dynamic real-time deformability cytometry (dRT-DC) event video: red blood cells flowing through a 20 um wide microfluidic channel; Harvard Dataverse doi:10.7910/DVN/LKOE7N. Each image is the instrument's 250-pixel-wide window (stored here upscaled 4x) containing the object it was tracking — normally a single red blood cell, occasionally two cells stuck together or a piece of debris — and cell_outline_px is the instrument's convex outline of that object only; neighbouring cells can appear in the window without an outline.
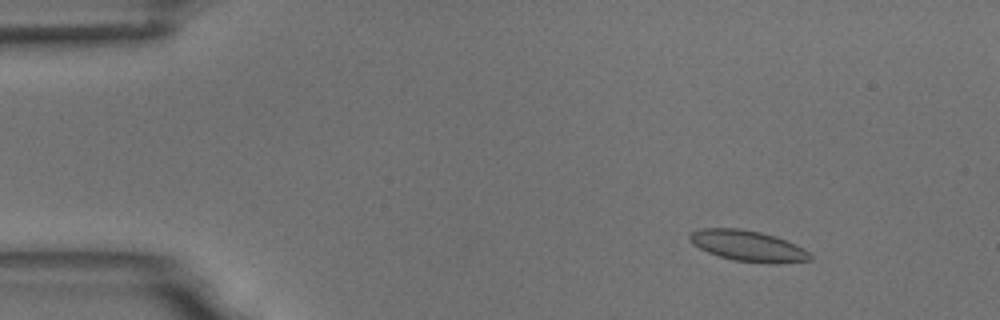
{"species": "common noctule bat (a hibernating species)", "species_latin": "Nyctalus noctula", "temperature_condition": "room temperature", "stored_images_in_passage": 6, "camera_frame_rate_fps": 3000, "um_per_image_px": 0.085, "animal": {"sex": "male", "body_mass_g": 18.8}, "frame": {"image": 1, "passage_image": 3, "time_ms": 2.0, "image_size_px": [1000, 320], "cell_outline_px": [[812, 260], [780, 264], [768, 264], [732, 260], [708, 252], [692, 244], [688, 240], [688, 236], [692, 232], [700, 228], [740, 228], [760, 232], [776, 236], [804, 248], [812, 256]], "centroid_in_image_um": [63.59, 20.91], "position_along_channel_um": 21.4, "area_um2": 21.91}}